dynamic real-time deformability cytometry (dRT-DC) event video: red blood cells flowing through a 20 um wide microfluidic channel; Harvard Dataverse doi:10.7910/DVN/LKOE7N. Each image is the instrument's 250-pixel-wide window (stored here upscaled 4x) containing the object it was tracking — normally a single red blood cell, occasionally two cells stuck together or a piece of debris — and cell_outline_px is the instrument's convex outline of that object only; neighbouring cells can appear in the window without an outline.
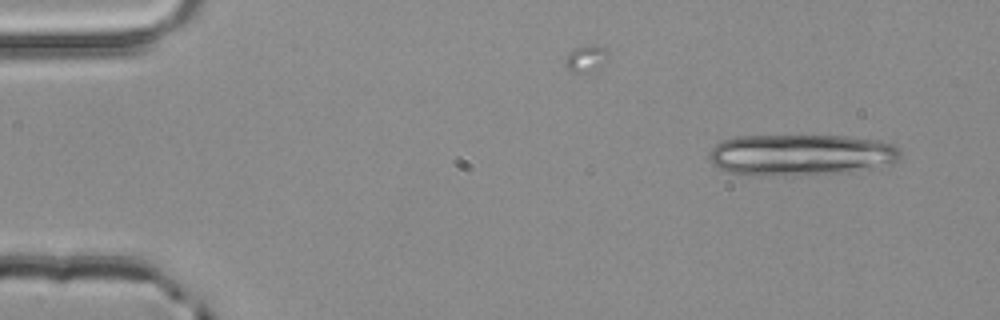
{"species": "common noctule bat (a hibernating species)", "species_latin": "Nyctalus noctula", "temperature_condition": "room temperature", "stored_images_in_passage": 3, "camera_frame_rate_fps": 3000, "um_per_image_px": 0.085, "animal": {"sex": "male", "body_mass_g": 20.4}, "frame": {"image": 1, "passage_image": 1, "time_ms": 0.0, "image_size_px": [1000, 320], "cell_outline_px": [[900, 156], [896, 160], [848, 172], [800, 176], [748, 176], [728, 172], [720, 168], [708, 156], [708, 152], [716, 144], [724, 140], [736, 136], [848, 136], [880, 140], [896, 144], [900, 148]], "centroid_in_image_um": [68.02, 13.16], "position_along_channel_um": 17.0, "area_um2": 46.3}}